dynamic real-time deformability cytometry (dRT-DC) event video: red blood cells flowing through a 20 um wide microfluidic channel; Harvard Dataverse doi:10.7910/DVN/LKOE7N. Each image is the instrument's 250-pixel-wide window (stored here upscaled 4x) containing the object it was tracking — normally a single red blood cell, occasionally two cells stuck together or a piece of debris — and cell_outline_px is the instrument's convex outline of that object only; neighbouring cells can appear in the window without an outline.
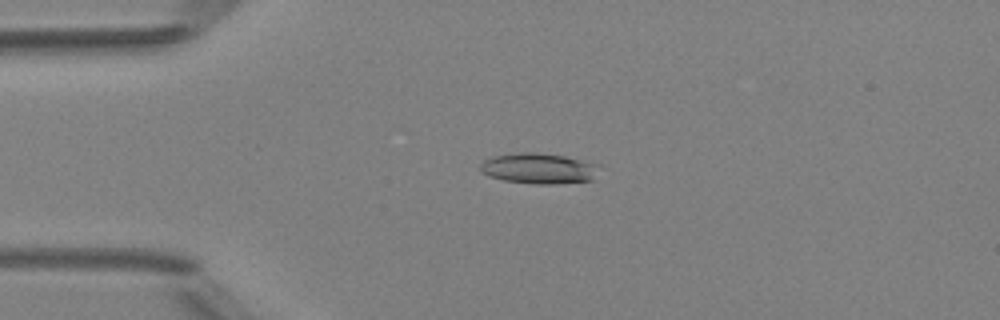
{"species": "Egyptian fruit bat (a non-hibernating species)", "species_latin": "Rousettus aegyptiacus", "temperature_condition": "room temperature", "stored_images_in_passage": 4, "camera_frame_rate_fps": 3000, "um_per_image_px": 0.085, "animal": {"sex": "female"}, "frame": {"image": 1, "passage_image": 3, "time_ms": 2.333, "image_size_px": [1000, 320], "cell_outline_px": [[600, 164], [592, 180], [556, 184], [536, 184], [504, 180], [488, 176], [480, 172], [480, 164], [484, 160], [496, 156], [520, 152], [532, 152], [564, 156]], "centroid_in_image_um": [45.78, 14.32], "position_along_channel_um": 39.2, "area_um2": 21.1}}